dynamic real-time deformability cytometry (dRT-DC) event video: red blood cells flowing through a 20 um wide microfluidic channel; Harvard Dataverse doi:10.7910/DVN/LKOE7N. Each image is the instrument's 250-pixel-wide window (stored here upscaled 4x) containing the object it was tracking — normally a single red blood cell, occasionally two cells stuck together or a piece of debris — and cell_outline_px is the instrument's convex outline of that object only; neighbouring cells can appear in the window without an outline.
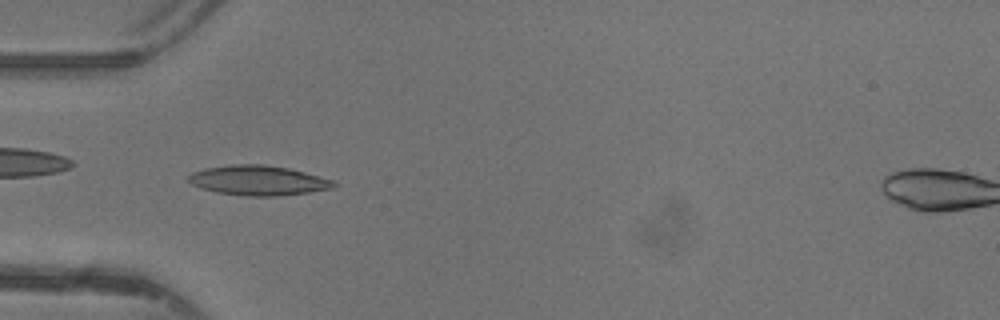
{"species": "common noctule bat (a hibernating species)", "species_latin": "Nyctalus noctula", "temperature_condition": "warm", "stored_images_in_passage": 46, "camera_frame_rate_fps": 3000, "um_per_image_px": 0.085, "animal": {"sex": "female"}, "frame": {"image": 1, "passage_image": 14, "time_ms": 4.333, "image_size_px": [1000, 320], "cell_outline_px": [[340, 184], [332, 188], [308, 192], [276, 196], [244, 196], [216, 192], [200, 188], [192, 184], [188, 180], [188, 176], [192, 172], [208, 168], [232, 164], [264, 164], [288, 168], [304, 172], [332, 180]], "centroid_in_image_um": [21.94, 15.34], "position_along_channel_um": 63.1, "area_um2": 25.14}}
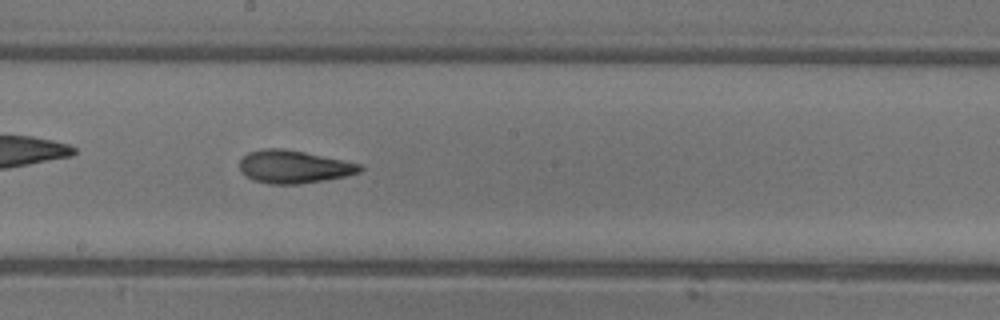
{"frame": {"image": 2, "passage_image": 25, "time_ms": 8.0, "image_size_px": [1000, 320], "cell_outline_px": [[364, 168], [360, 172], [344, 176], [324, 180], [296, 184], [272, 184], [252, 180], [244, 176], [240, 172], [240, 160], [248, 152], [264, 148], [280, 148], [304, 152], [360, 164]], "centroid_in_image_um": [24.92, 14.18], "position_along_channel_um": 223.3, "area_um2": 22.89}}
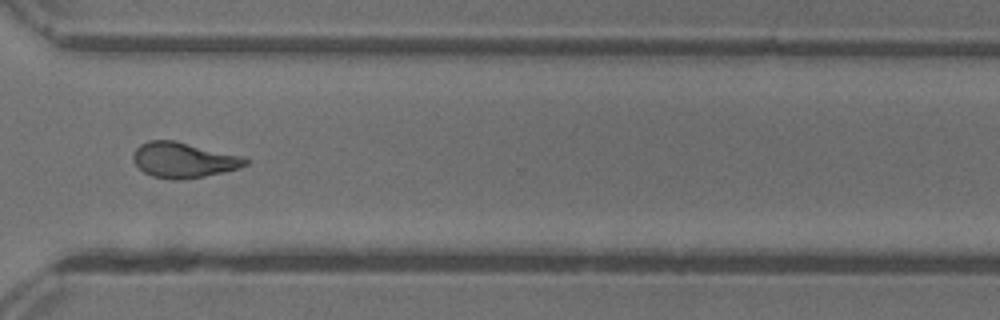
{"frame": {"image": 3, "passage_image": 34, "time_ms": 11.0, "image_size_px": [1000, 320], "cell_outline_px": [[248, 164], [240, 168], [224, 172], [204, 176], [180, 180], [176, 180], [152, 176], [144, 172], [132, 160], [132, 156], [136, 148], [140, 144], [148, 140], [176, 140], [244, 156], [248, 160]], "centroid_in_image_um": [15.62, 13.59], "position_along_channel_um": 355.0, "area_um2": 23.35}, "authors_computed_cell_mechanics": {"area_um2": 22.8599, "velocity_mm_per_s": 4.4094, "shape_relaxation_time_tau1_ms": 6.985, "shape_relaxation_time_tau2_ms": 1.9233, "deformation_change_tau1": 0.2133, "deformation_change_tau2": 0.0976}}